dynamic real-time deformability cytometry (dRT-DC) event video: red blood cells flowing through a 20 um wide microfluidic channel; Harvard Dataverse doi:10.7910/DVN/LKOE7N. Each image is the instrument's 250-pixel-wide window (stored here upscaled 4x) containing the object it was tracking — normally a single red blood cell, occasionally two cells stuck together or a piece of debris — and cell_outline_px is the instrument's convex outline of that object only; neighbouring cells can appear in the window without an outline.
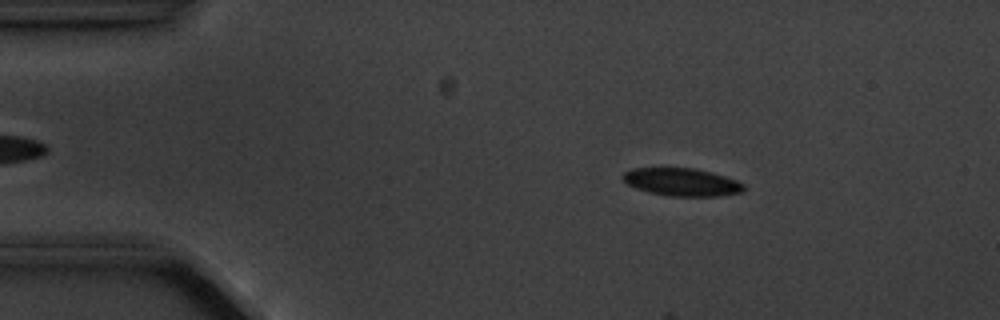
{"species": "common noctule bat (a hibernating species)", "species_latin": "Nyctalus noctula", "temperature_condition": "cold", "stored_images_in_passage": 3, "camera_frame_rate_fps": 3000, "um_per_image_px": 0.085, "animal": {"sex": "male", "body_mass_g": 20.1, "forearm_length_mm": 53.5}, "frame": {"image": 1, "passage_image": 1, "time_ms": 0.0, "image_size_px": [1000, 320], "cell_outline_px": [[744, 188], [740, 192], [720, 196], [668, 196], [648, 192], [636, 188], [628, 184], [620, 176], [624, 172], [632, 168], [696, 168], [712, 172], [736, 180], [744, 184]], "centroid_in_image_um": [57.93, 15.47], "position_along_channel_um": 27.1, "area_um2": 19.59}}